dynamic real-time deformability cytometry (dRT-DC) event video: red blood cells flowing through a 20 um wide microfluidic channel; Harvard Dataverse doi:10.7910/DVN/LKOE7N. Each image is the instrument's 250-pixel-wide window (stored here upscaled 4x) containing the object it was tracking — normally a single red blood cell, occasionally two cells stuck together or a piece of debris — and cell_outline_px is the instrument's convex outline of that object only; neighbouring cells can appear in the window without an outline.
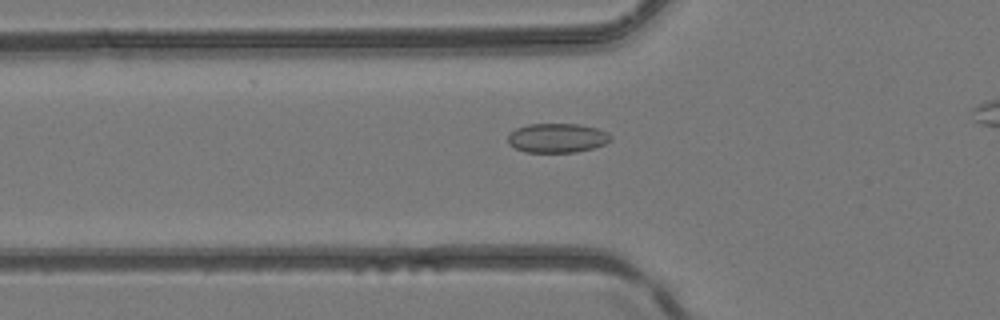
{"species": "common noctule bat (a hibernating species)", "species_latin": "Nyctalus noctula", "temperature_condition": "room temperature", "stored_images_in_passage": 36, "camera_frame_rate_fps": 3000, "um_per_image_px": 0.085, "animal": {"sex": "female", "body_mass_g": 24.6, "forearm_length_mm": 56.2}, "frame": {"image": 1, "passage_image": 11, "time_ms": 3.333, "image_size_px": [1000, 320], "cell_outline_px": [[612, 140], [604, 144], [592, 148], [576, 152], [524, 152], [508, 144], [508, 136], [516, 128], [528, 124], [580, 124], [596, 128], [608, 132], [612, 136]], "centroid_in_image_um": [47.37, 11.72], "position_along_channel_um": 78.4, "area_um2": 17.57}}
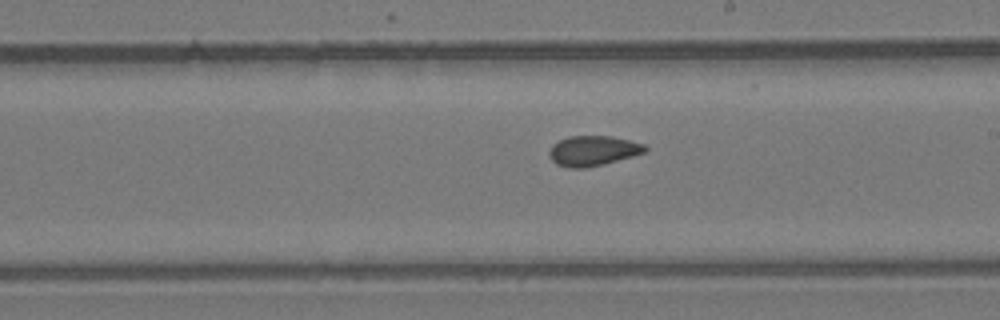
{"frame": {"image": 2, "passage_image": 22, "time_ms": 7.0, "image_size_px": [1000, 320], "cell_outline_px": [[648, 148], [644, 152], [632, 156], [604, 164], [584, 168], [568, 168], [556, 164], [552, 160], [548, 152], [552, 144], [568, 136], [612, 136], [644, 144]], "centroid_in_image_um": [50.37, 12.81], "position_along_channel_um": 238.6, "area_um2": 16.76}}
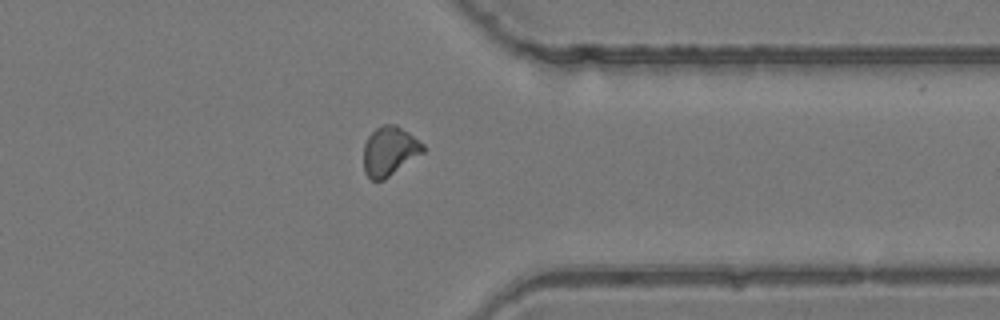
{"frame": {"image": 3, "passage_image": 32, "time_ms": 10.333, "image_size_px": [1000, 320], "cell_outline_px": [[424, 152], [384, 180], [372, 180], [364, 172], [364, 144], [368, 136], [376, 128], [384, 124], [396, 124], [408, 132], [424, 144]], "centroid_in_image_um": [33.11, 12.84], "position_along_channel_um": 378.3, "area_um2": 16.99}}